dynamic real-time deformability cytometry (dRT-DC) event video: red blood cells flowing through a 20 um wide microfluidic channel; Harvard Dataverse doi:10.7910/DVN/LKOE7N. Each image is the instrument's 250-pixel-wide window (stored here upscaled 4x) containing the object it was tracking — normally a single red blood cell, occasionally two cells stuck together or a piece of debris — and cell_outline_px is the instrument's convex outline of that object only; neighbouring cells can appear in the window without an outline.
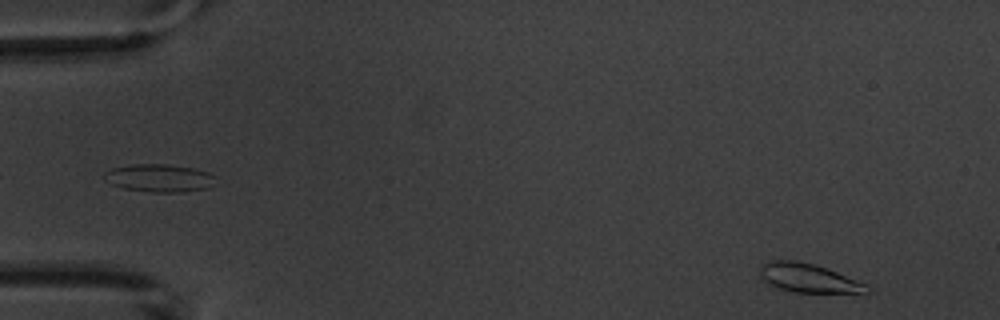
{"species": "common noctule bat (a hibernating species)", "species_latin": "Nyctalus noctula", "temperature_condition": "warm", "stored_images_in_passage": 6, "camera_frame_rate_fps": 3000, "um_per_image_px": 0.085, "animal": {"sex": "male", "body_mass_g": 20.1, "forearm_length_mm": 53.5}, "frame": {"image": 1, "passage_image": 6, "time_ms": 6.0, "image_size_px": [1000, 320], "cell_outline_px": [[872, 288], [868, 292], [792, 292], [780, 288], [764, 280], [760, 276], [760, 264], [768, 260], [796, 260], [812, 264], [836, 272], [868, 284]], "centroid_in_image_um": [68.7, 23.62], "position_along_channel_um": 16.3, "area_um2": 17.69}}